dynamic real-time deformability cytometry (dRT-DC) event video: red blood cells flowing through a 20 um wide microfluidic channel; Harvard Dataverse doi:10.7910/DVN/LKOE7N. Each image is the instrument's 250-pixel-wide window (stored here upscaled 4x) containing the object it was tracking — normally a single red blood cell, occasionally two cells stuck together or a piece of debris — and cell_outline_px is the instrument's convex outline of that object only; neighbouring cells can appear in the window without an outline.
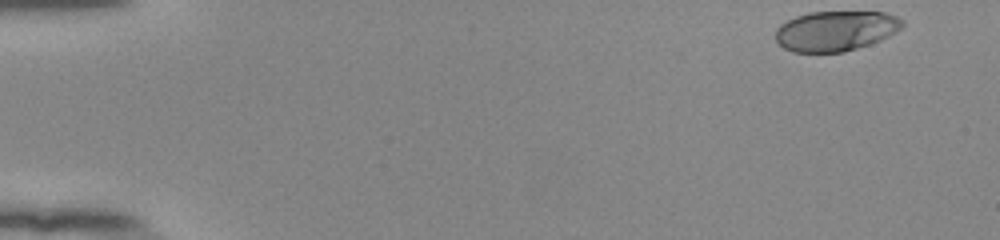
{"species": "human", "species_latin": "Homo sapiens", "temperature_condition": "room temperature", "stored_images_in_passage": 51, "camera_frame_rate_fps": 3000, "um_per_image_px": 0.085, "donor": {"sex": "female"}, "frame": {"image": 1, "passage_image": 1, "time_ms": 0.0, "image_size_px": [1000, 240], "cell_outline_px": [[904, 28], [880, 40], [844, 52], [792, 52], [784, 48], [776, 40], [776, 28], [780, 24], [796, 16], [808, 12], [884, 12], [896, 16], [904, 20]], "centroid_in_image_um": [71.04, 2.62], "position_along_channel_um": 14.0, "area_um2": 29.71}}
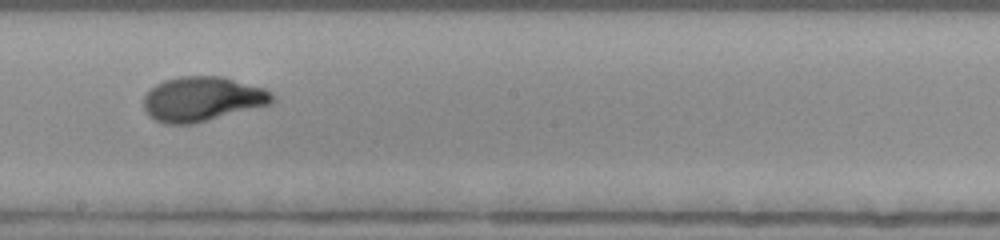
{"frame": {"image": 2, "passage_image": 29, "time_ms": 9.333, "image_size_px": [1000, 240], "cell_outline_px": [[276, 100], [272, 104], [192, 124], [164, 124], [148, 116], [144, 112], [144, 96], [148, 88], [164, 80], [180, 76], [220, 76], [264, 88], [272, 92], [276, 96]], "centroid_in_image_um": [17.18, 8.42], "position_along_channel_um": 231.0, "area_um2": 33.76}}
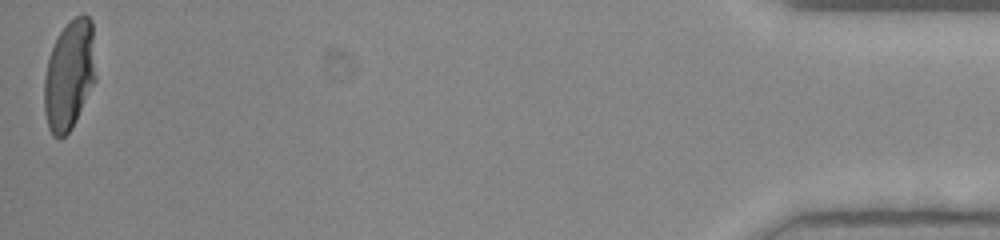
{"frame": {"image": 3, "passage_image": 51, "time_ms": 16.667, "image_size_px": [1000, 240], "cell_outline_px": [[96, 80], [72, 128], [60, 140], [52, 136], [48, 128], [44, 112], [44, 76], [48, 60], [52, 48], [60, 32], [76, 16], [88, 16], [92, 20], [96, 76]], "centroid_in_image_um": [5.89, 6.44], "position_along_channel_um": 429.3, "area_um2": 33.0}, "authors_computed_cell_mechanics": {"area_um2": 32.3102, "velocity_mm_per_s": 3.8772, "shape_relaxation_time_tau1_ms": 4.5821, "shape_relaxation_time_tau2_ms": null, "deformation_change_tau1": 0.2074, "deformation_change_tau2": null}}